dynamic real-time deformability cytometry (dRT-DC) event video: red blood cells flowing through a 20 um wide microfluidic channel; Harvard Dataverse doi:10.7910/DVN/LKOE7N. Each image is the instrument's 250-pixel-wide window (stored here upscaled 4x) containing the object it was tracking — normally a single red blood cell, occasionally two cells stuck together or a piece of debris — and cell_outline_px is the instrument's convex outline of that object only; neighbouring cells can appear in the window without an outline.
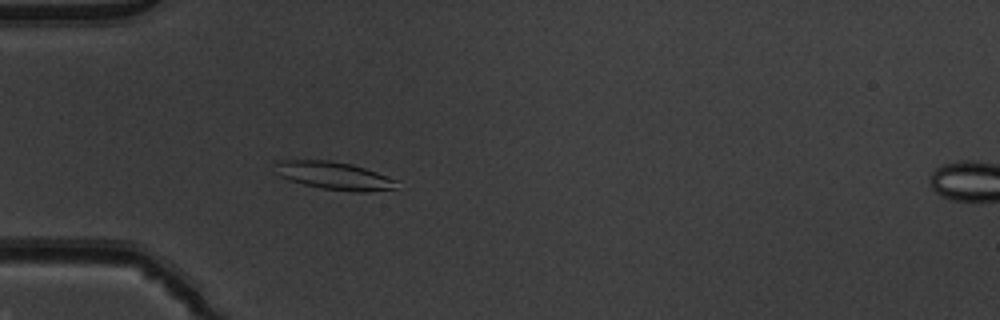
{"species": "common noctule bat (a hibernating species)", "species_latin": "Nyctalus noctula", "temperature_condition": "warm", "stored_images_in_passage": 45, "camera_frame_rate_fps": 3000, "um_per_image_px": 0.085, "animal": {"sex": "male", "body_mass_g": 19.5, "forearm_length_mm": 54.6}, "frame": {"image": 1, "passage_image": 9, "time_ms": 2.667, "image_size_px": [1000, 320], "cell_outline_px": [[400, 180], [396, 188], [364, 192], [356, 192], [324, 188], [304, 184], [288, 180], [272, 172], [272, 164], [276, 160], [328, 160], [352, 164]], "centroid_in_image_um": [28.34, 14.91], "position_along_channel_um": 56.7, "area_um2": 20.0}}
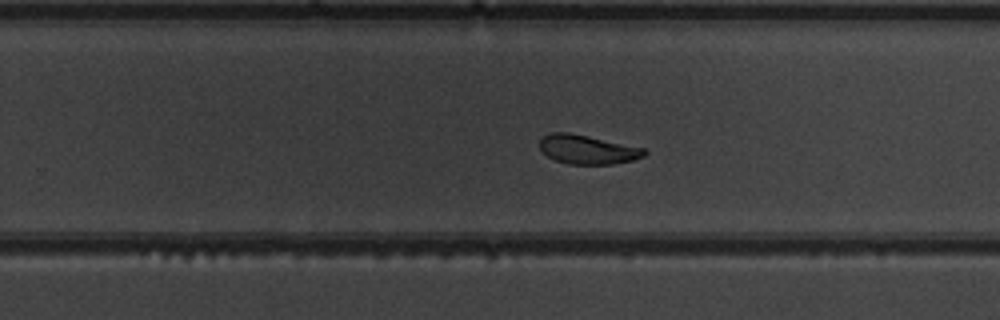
{"frame": {"image": 2, "passage_image": 27, "time_ms": 8.667, "image_size_px": [1000, 320], "cell_outline_px": [[648, 152], [644, 156], [632, 160], [612, 164], [568, 164], [556, 160], [548, 156], [540, 148], [540, 136], [552, 132], [568, 132], [588, 136], [644, 148]], "centroid_in_image_um": [49.92, 12.7], "position_along_channel_um": 279.9, "area_um2": 17.63}}
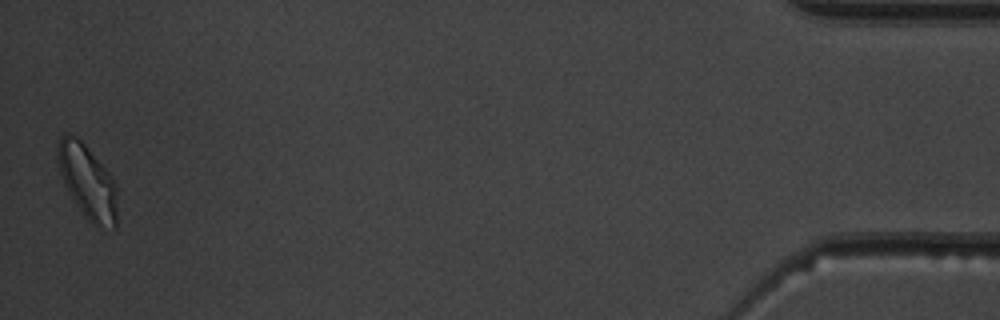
{"frame": {"image": 3, "passage_image": 45, "time_ms": 14.667, "image_size_px": [1000, 320], "cell_outline_px": [[116, 228], [112, 228], [92, 224], [84, 216], [76, 204], [60, 172], [56, 148], [56, 144], [64, 132], [68, 132], [76, 136], [84, 144], [112, 176], [116, 184]], "centroid_in_image_um": [7.44, 15.41], "position_along_channel_um": 427.8, "area_um2": 25.26}, "authors_computed_cell_mechanics": {"area_um2": 19.1896, "velocity_mm_per_s": 3.8718, "shape_relaxation_time_tau1_ms": 4.0229, "shape_relaxation_time_tau2_ms": 1.9268, "deformation_change_tau1": 0.1364, "deformation_change_tau2": 0.0591}}